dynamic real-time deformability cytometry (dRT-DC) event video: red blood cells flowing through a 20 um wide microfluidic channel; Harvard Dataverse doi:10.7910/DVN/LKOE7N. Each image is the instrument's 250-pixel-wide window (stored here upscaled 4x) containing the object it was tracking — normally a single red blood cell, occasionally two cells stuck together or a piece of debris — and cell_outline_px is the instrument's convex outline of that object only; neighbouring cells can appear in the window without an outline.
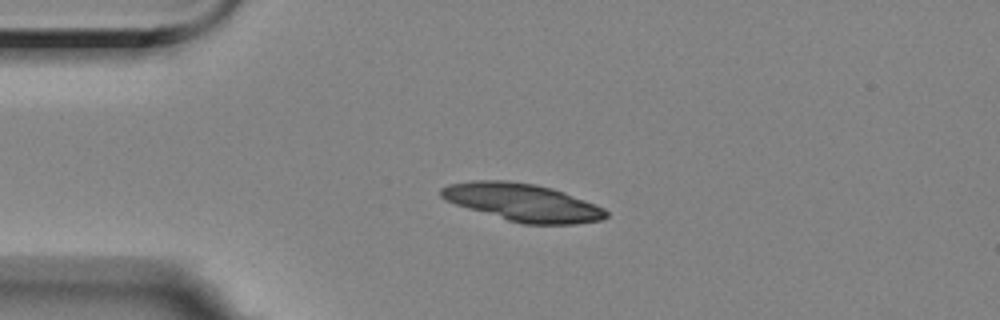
{"species": "Egyptian fruit bat (a non-hibernating species)", "species_latin": "Rousettus aegyptiacus", "temperature_condition": "room temperature", "stored_images_in_passage": 44, "camera_frame_rate_fps": 3000, "um_per_image_px": 0.085, "animal": {"sex": "female"}, "frame": {"image": 1, "passage_image": 1, "time_ms": 0.0, "image_size_px": [1000, 320], "cell_outline_px": [[608, 216], [600, 220], [576, 224], [520, 224], [468, 208], [444, 200], [440, 196], [440, 188], [448, 184], [472, 180], [508, 180], [536, 184], [552, 188], [564, 192], [596, 204], [604, 208], [608, 212]], "centroid_in_image_um": [44.41, 17.19], "position_along_channel_um": 40.6, "area_um2": 36.3}}